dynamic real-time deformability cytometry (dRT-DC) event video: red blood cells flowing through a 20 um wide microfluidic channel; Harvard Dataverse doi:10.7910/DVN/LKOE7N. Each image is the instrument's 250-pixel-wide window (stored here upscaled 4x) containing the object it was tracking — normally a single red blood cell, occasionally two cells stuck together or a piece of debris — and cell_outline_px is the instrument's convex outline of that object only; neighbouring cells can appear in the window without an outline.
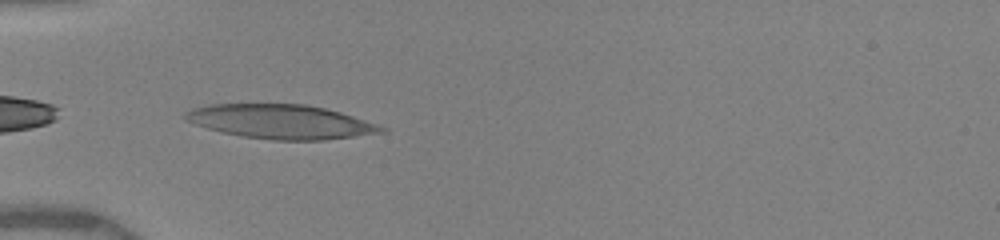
{"species": "human", "species_latin": "Homo sapiens", "temperature_condition": "warm", "stored_images_in_passage": 2, "camera_frame_rate_fps": 3000, "um_per_image_px": 0.085, "donor": {"sex": "female"}, "frame": {"image": 1, "passage_image": 1, "time_ms": 0.0, "image_size_px": [1000, 240], "cell_outline_px": [[388, 132], [324, 140], [272, 140], [244, 136], [224, 132], [208, 128], [184, 120], [180, 116], [184, 112], [192, 108], [208, 104], [304, 104], [324, 108], [340, 112], [388, 128]], "centroid_in_image_um": [23.85, 10.34], "position_along_channel_um": 61.1, "area_um2": 39.02}}